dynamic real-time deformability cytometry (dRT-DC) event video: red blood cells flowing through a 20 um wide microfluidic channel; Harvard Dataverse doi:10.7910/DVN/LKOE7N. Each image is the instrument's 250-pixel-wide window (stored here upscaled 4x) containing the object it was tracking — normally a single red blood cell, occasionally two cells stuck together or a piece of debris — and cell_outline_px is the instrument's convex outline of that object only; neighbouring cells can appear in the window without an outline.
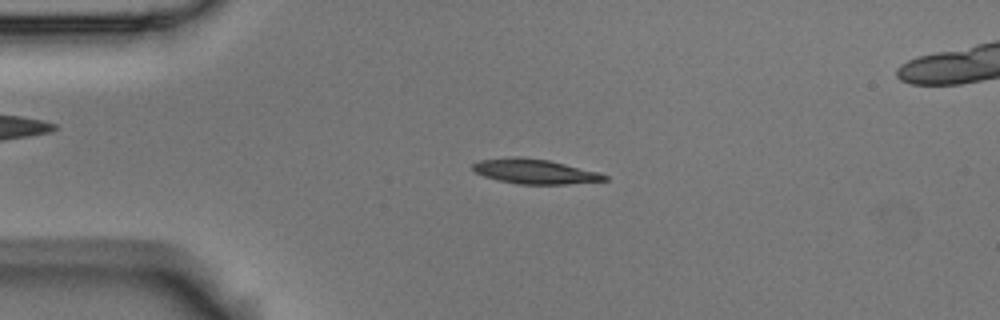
{"species": "Egyptian fruit bat (a non-hibernating species)", "species_latin": "Rousettus aegyptiacus", "temperature_condition": "room temperature", "stored_images_in_passage": 55, "camera_frame_rate_fps": 3000, "um_per_image_px": 0.085, "animal": {"sex": "male"}, "frame": {"image": 1, "passage_image": 12, "time_ms": 3.667, "image_size_px": [1000, 320], "cell_outline_px": [[608, 180], [564, 184], [520, 184], [500, 180], [484, 176], [476, 172], [472, 168], [472, 164], [480, 160], [508, 156], [520, 156], [548, 160], [596, 172], [608, 176]], "centroid_in_image_um": [45.4, 14.56], "position_along_channel_um": 39.6, "area_um2": 18.73}}
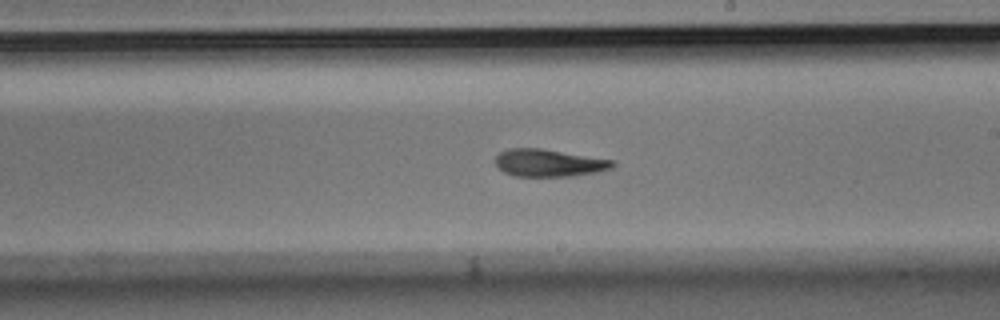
{"frame": {"image": 2, "passage_image": 31, "time_ms": 10.0, "image_size_px": [1000, 320], "cell_outline_px": [[616, 164], [612, 168], [596, 172], [572, 176], [512, 176], [504, 172], [496, 164], [496, 156], [500, 152], [508, 148], [540, 148], [612, 160]], "centroid_in_image_um": [46.63, 13.85], "position_along_channel_um": 242.4, "area_um2": 18.55}}
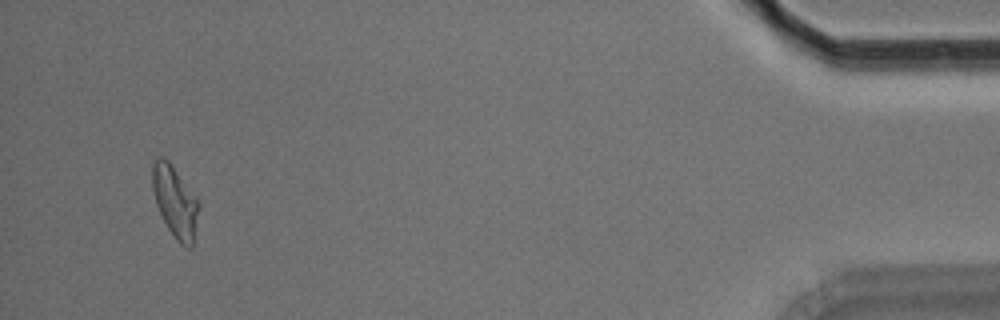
{"frame": {"image": 3, "passage_image": 52, "time_ms": 17.0, "image_size_px": [1000, 320], "cell_outline_px": [[200, 208], [192, 248], [188, 248], [180, 244], [176, 240], [168, 228], [156, 204], [152, 188], [152, 164], [156, 156], [164, 156], [168, 160], [200, 204]], "centroid_in_image_um": [14.87, 17.15], "position_along_channel_um": 420.3, "area_um2": 19.19}, "authors_computed_cell_mechanics": {"area_um2": 18.9006, "velocity_mm_per_s": 3.6316, "shape_relaxation_time_tau1_ms": 4.3577, "shape_relaxation_time_tau2_ms": 4.2507, "deformation_change_tau1": 0.2058, "deformation_change_tau2": 0.119}}